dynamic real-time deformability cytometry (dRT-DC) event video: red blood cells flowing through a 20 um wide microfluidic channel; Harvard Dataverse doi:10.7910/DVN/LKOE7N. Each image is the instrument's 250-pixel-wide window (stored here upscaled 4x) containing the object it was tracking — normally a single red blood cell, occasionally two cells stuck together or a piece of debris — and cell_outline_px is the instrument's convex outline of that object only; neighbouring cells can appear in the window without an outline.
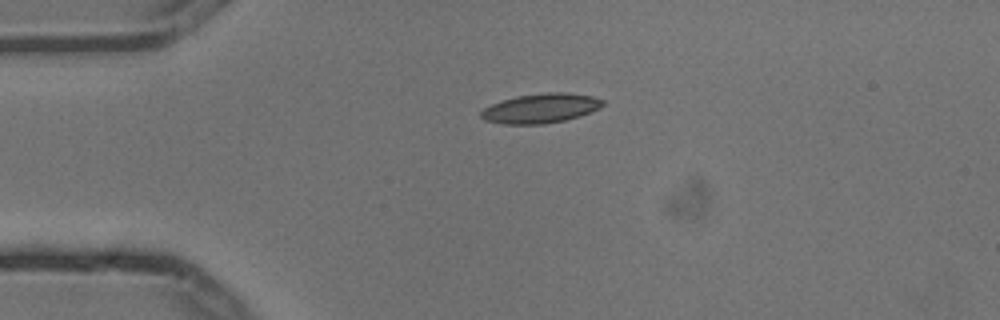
{"species": "common noctule bat (a hibernating species)", "species_latin": "Nyctalus noctula", "temperature_condition": "cold", "stored_images_in_passage": 2, "camera_frame_rate_fps": 3000, "um_per_image_px": 0.085, "animal": {"sex": "male", "body_mass_g": 13.3}, "frame": {"image": 1, "passage_image": 1, "time_ms": 0.0, "image_size_px": [1000, 320], "cell_outline_px": [[604, 104], [600, 108], [580, 116], [564, 120], [544, 124], [504, 124], [484, 120], [480, 116], [480, 112], [484, 108], [492, 104], [516, 96], [544, 92], [568, 92], [592, 96], [604, 100]], "centroid_in_image_um": [45.97, 9.2], "position_along_channel_um": 39.0, "area_um2": 20.98}}